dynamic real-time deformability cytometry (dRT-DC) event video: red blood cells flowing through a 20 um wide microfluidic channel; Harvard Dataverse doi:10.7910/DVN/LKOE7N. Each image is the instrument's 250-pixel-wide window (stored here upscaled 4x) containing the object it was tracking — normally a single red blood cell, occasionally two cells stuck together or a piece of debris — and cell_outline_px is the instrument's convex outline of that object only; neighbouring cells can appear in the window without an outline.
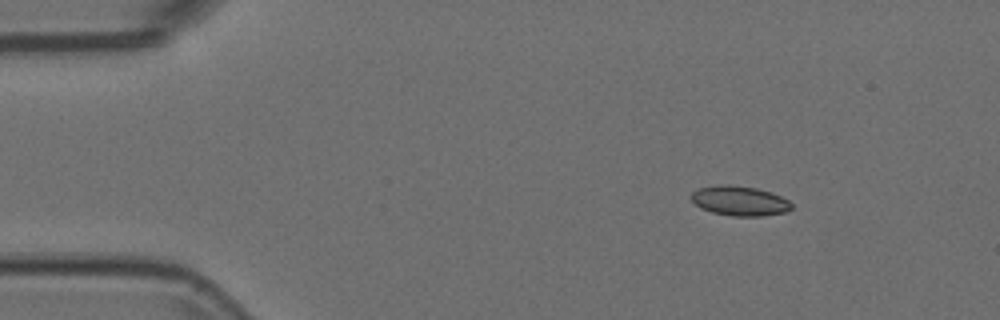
{"species": "Egyptian fruit bat (a non-hibernating species)", "species_latin": "Rousettus aegyptiacus", "temperature_condition": "room temperature", "stored_images_in_passage": 30, "camera_frame_rate_fps": 3000, "um_per_image_px": 0.085, "animal": {"sex": "female"}, "frame": {"image": 1, "passage_image": 1, "time_ms": 0.0, "image_size_px": [1000, 320], "cell_outline_px": [[792, 208], [784, 212], [760, 216], [732, 216], [712, 212], [700, 208], [692, 200], [692, 192], [700, 188], [720, 184], [728, 184], [756, 188], [772, 192], [788, 200], [792, 204]], "centroid_in_image_um": [62.87, 17.07], "position_along_channel_um": 22.1, "area_um2": 17.28}}
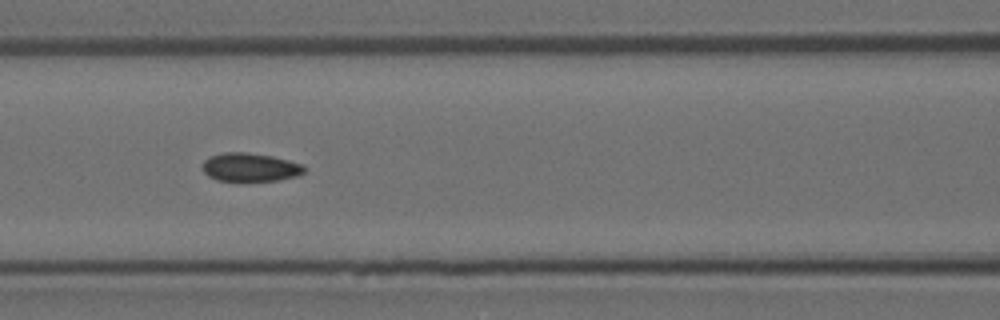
{"frame": {"image": 2, "passage_image": 17, "time_ms": 5.333, "image_size_px": [1000, 320], "cell_outline_px": [[304, 172], [296, 176], [276, 180], [216, 180], [208, 176], [204, 172], [204, 160], [208, 156], [224, 152], [248, 152], [272, 156], [288, 160], [300, 164], [304, 168]], "centroid_in_image_um": [21.22, 14.19], "position_along_channel_um": 145.4, "area_um2": 16.59}}
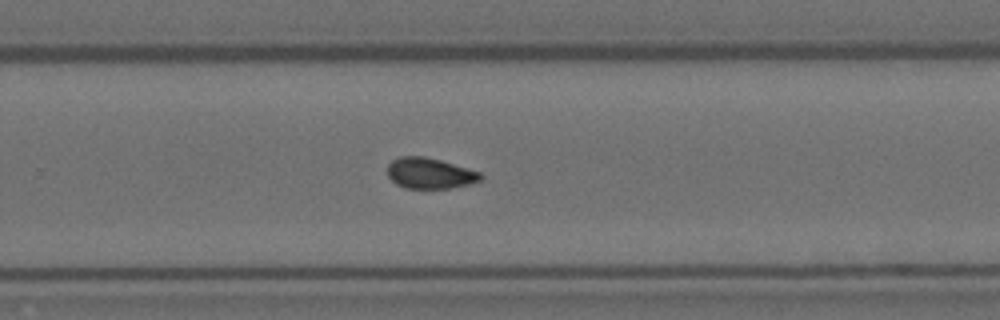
{"frame": {"image": 3, "passage_image": 29, "time_ms": 9.333, "image_size_px": [1000, 320], "cell_outline_px": [[484, 176], [480, 180], [472, 184], [452, 188], [404, 188], [396, 184], [388, 176], [388, 164], [392, 160], [400, 156], [424, 156], [440, 160], [468, 168], [480, 172]], "centroid_in_image_um": [36.55, 14.73], "position_along_channel_um": 293.3, "area_um2": 16.82}}